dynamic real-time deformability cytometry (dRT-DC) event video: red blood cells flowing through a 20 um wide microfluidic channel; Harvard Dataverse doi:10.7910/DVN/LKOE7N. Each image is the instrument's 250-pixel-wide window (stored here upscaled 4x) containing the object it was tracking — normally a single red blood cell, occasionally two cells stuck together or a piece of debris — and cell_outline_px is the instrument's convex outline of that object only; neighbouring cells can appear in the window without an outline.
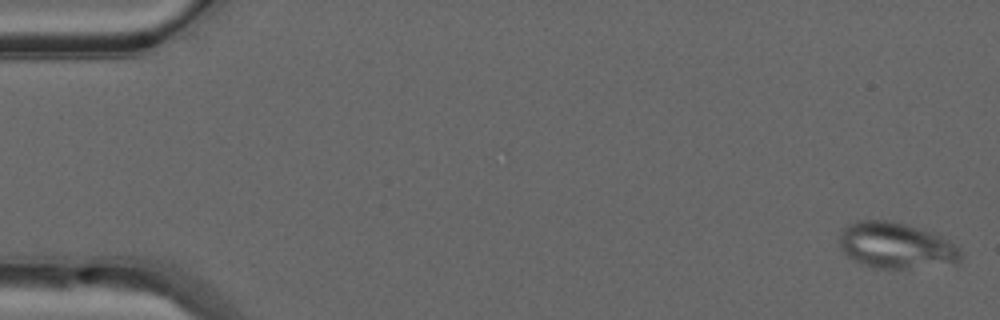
{"species": "common noctule bat (a hibernating species)", "species_latin": "Nyctalus noctula", "temperature_condition": "warm", "stored_images_in_passage": 50, "camera_frame_rate_fps": 3000, "um_per_image_px": 0.085, "animal": {"sex": "male", "forearm_length_mm": 52.5}, "frame": {"image": 1, "passage_image": 1, "time_ms": 0.0, "image_size_px": [1000, 320], "cell_outline_px": [[960, 260], [956, 264], [904, 268], [872, 268], [848, 256], [840, 248], [840, 228], [856, 220], [888, 220], [936, 232], [960, 248]], "centroid_in_image_um": [76.16, 20.85], "position_along_channel_um": 8.8, "area_um2": 32.71}}
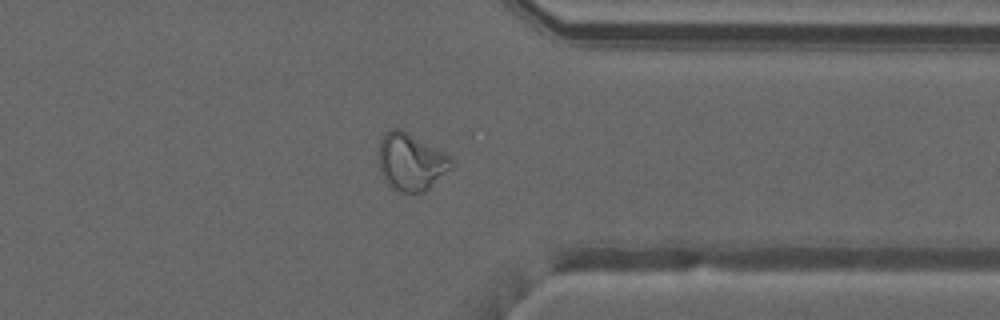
{"frame": {"image": 2, "passage_image": 39, "time_ms": 12.667, "image_size_px": [1000, 320], "cell_outline_px": [[452, 168], [424, 192], [400, 192], [392, 188], [384, 180], [380, 172], [380, 140], [384, 132], [392, 128], [400, 128], [408, 132], [452, 156]], "centroid_in_image_um": [34.94, 13.75], "position_along_channel_um": 376.5, "area_um2": 24.28}}
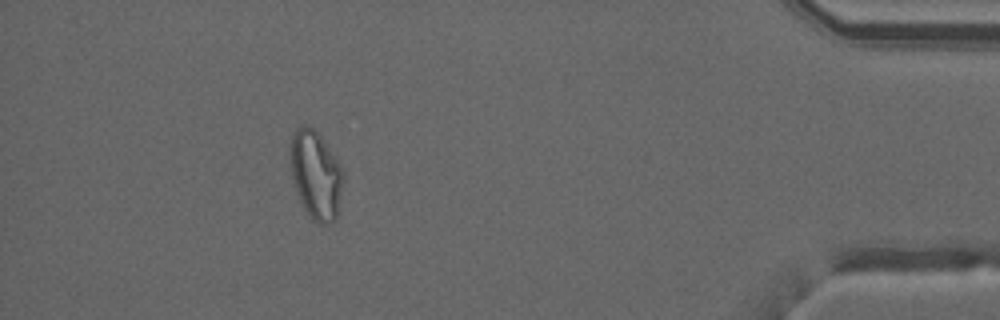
{"frame": {"image": 3, "passage_image": 45, "time_ms": 14.667, "image_size_px": [1000, 320], "cell_outline_px": [[344, 180], [336, 220], [328, 224], [320, 224], [312, 220], [304, 208], [300, 200], [292, 180], [288, 156], [288, 148], [292, 136], [296, 128], [300, 124], [308, 124], [316, 128], [340, 164], [344, 172]], "centroid_in_image_um": [26.82, 14.81], "position_along_channel_um": 408.4, "area_um2": 28.09}, "authors_computed_cell_mechanics": {"area_um2": 26.8192, "velocity_mm_per_s": 4.0901, "shape_relaxation_time_tau1_ms": null, "shape_relaxation_time_tau2_ms": 1.6221, "deformation_change_tau1": null, "deformation_change_tau2": 0.0631}}